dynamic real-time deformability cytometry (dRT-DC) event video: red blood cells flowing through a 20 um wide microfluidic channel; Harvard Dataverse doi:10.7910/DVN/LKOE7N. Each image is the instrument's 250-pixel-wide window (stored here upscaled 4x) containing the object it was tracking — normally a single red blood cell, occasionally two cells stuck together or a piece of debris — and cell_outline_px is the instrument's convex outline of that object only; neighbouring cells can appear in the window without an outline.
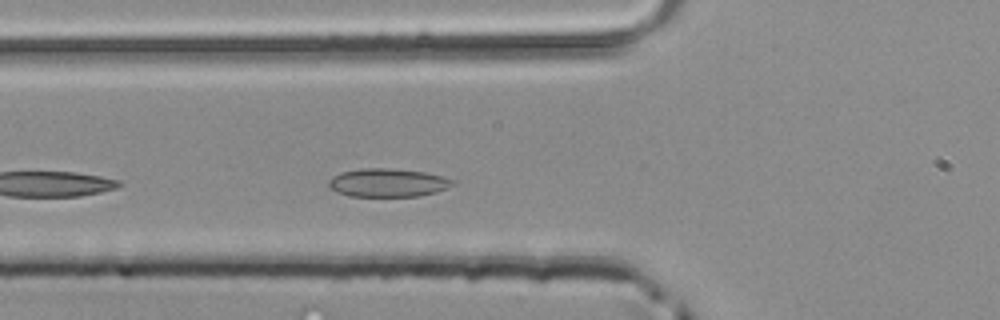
{"species": "common noctule bat (a hibernating species)", "species_latin": "Nyctalus noctula", "temperature_condition": "room temperature", "stored_images_in_passage": 26, "camera_frame_rate_fps": 3000, "um_per_image_px": 0.085, "animal": {"sex": "male", "body_mass_g": 20.4}, "frame": {"image": 1, "passage_image": 4, "time_ms": 1.0, "image_size_px": [1000, 320], "cell_outline_px": [[456, 184], [448, 188], [436, 192], [416, 196], [348, 196], [336, 192], [328, 188], [328, 180], [332, 176], [340, 172], [360, 168], [388, 168], [424, 172], [444, 176], [456, 180]], "centroid_in_image_um": [32.95, 15.52], "position_along_channel_um": 92.8, "area_um2": 20.81}}
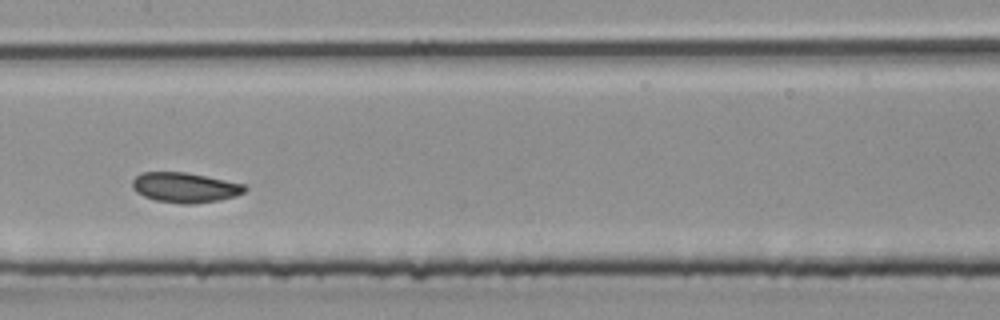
{"frame": {"image": 2, "passage_image": 11, "time_ms": 3.333, "image_size_px": [1000, 320], "cell_outline_px": [[248, 188], [244, 192], [236, 196], [220, 200], [192, 204], [180, 204], [156, 200], [144, 196], [136, 192], [132, 188], [132, 180], [136, 176], [144, 172], [188, 172], [244, 184]], "centroid_in_image_um": [15.73, 15.94], "position_along_channel_um": 191.7, "area_um2": 19.77}}
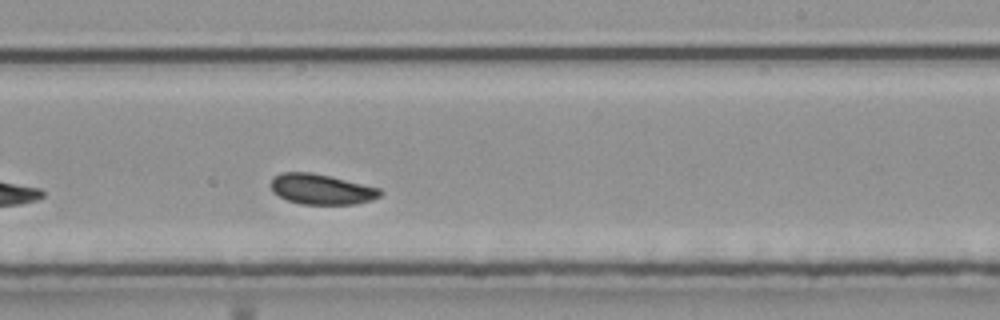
{"frame": {"image": 3, "passage_image": 16, "time_ms": 5.0, "image_size_px": [1000, 320], "cell_outline_px": [[384, 192], [380, 196], [372, 200], [356, 204], [300, 204], [288, 200], [272, 192], [268, 184], [272, 176], [280, 172], [312, 172], [380, 188]], "centroid_in_image_um": [27.27, 16.08], "position_along_channel_um": 261.7, "area_um2": 19.59}}